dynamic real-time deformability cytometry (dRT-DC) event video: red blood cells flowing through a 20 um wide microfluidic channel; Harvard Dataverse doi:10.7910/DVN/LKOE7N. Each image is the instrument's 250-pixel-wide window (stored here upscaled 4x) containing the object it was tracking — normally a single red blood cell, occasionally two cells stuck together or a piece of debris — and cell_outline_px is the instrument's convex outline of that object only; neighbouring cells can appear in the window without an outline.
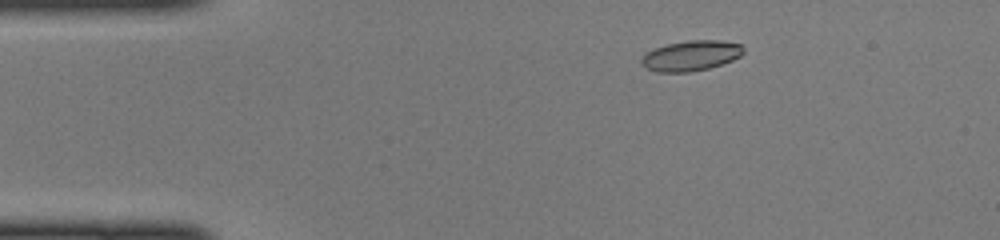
{"species": "common noctule bat (a hibernating species)", "species_latin": "Nyctalus noctula", "temperature_condition": "cold", "stored_images_in_passage": 45, "camera_frame_rate_fps": 3000, "um_per_image_px": 0.085, "animal": {"sex": "female", "body_mass_g": 22.0, "forearm_length_mm": 56.7}, "frame": {"image": 1, "passage_image": 6, "time_ms": 1.667, "image_size_px": [1000, 240], "cell_outline_px": [[744, 52], [740, 56], [732, 60], [708, 68], [688, 72], [656, 72], [640, 64], [640, 60], [644, 52], [668, 44], [688, 40], [720, 40], [740, 44], [744, 48]], "centroid_in_image_um": [58.71, 4.73], "position_along_channel_um": 26.3, "area_um2": 17.98}}
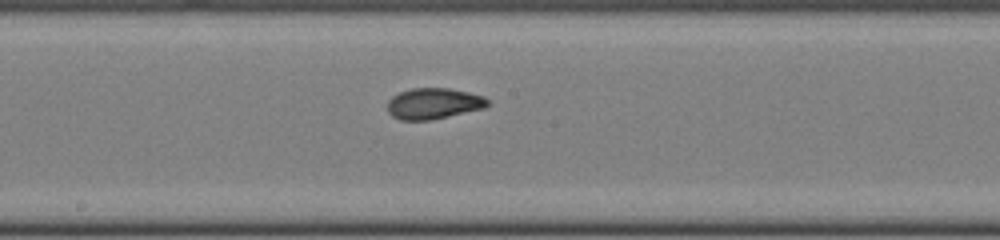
{"frame": {"image": 2, "passage_image": 23, "time_ms": 7.333, "image_size_px": [1000, 240], "cell_outline_px": [[488, 104], [484, 108], [432, 120], [400, 120], [392, 116], [388, 112], [388, 100], [392, 96], [400, 92], [412, 88], [448, 88], [468, 92], [484, 96], [488, 100]], "centroid_in_image_um": [36.84, 8.8], "position_along_channel_um": 211.4, "area_um2": 18.09}}
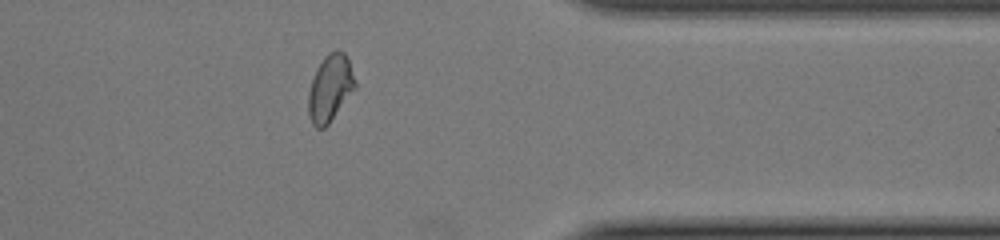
{"frame": {"image": 3, "passage_image": 36, "time_ms": 11.667, "image_size_px": [1000, 240], "cell_outline_px": [[356, 88], [328, 124], [324, 128], [316, 128], [312, 124], [308, 112], [308, 92], [316, 68], [324, 56], [328, 52], [336, 48], [344, 52], [348, 56], [356, 80]], "centroid_in_image_um": [28.07, 7.44], "position_along_channel_um": 383.3, "area_um2": 18.5}}